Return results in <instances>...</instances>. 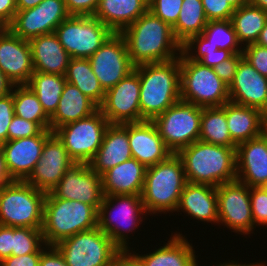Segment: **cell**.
Listing matches in <instances>:
<instances>
[{
    "instance_id": "obj_1",
    "label": "cell",
    "mask_w": 267,
    "mask_h": 266,
    "mask_svg": "<svg viewBox=\"0 0 267 266\" xmlns=\"http://www.w3.org/2000/svg\"><path fill=\"white\" fill-rule=\"evenodd\" d=\"M120 34L135 66L171 61L182 53V45L175 38L172 27L150 10Z\"/></svg>"
},
{
    "instance_id": "obj_2",
    "label": "cell",
    "mask_w": 267,
    "mask_h": 266,
    "mask_svg": "<svg viewBox=\"0 0 267 266\" xmlns=\"http://www.w3.org/2000/svg\"><path fill=\"white\" fill-rule=\"evenodd\" d=\"M177 155L182 159L187 182L218 187L237 178L236 147L198 140Z\"/></svg>"
},
{
    "instance_id": "obj_3",
    "label": "cell",
    "mask_w": 267,
    "mask_h": 266,
    "mask_svg": "<svg viewBox=\"0 0 267 266\" xmlns=\"http://www.w3.org/2000/svg\"><path fill=\"white\" fill-rule=\"evenodd\" d=\"M140 79V109L145 120H153L181 99L180 59L145 63L134 69Z\"/></svg>"
},
{
    "instance_id": "obj_4",
    "label": "cell",
    "mask_w": 267,
    "mask_h": 266,
    "mask_svg": "<svg viewBox=\"0 0 267 266\" xmlns=\"http://www.w3.org/2000/svg\"><path fill=\"white\" fill-rule=\"evenodd\" d=\"M186 183L183 162L177 154L147 167L141 194L147 215L175 212Z\"/></svg>"
},
{
    "instance_id": "obj_5",
    "label": "cell",
    "mask_w": 267,
    "mask_h": 266,
    "mask_svg": "<svg viewBox=\"0 0 267 266\" xmlns=\"http://www.w3.org/2000/svg\"><path fill=\"white\" fill-rule=\"evenodd\" d=\"M98 225V210L88 204L62 198H45L42 234L46 245Z\"/></svg>"
},
{
    "instance_id": "obj_6",
    "label": "cell",
    "mask_w": 267,
    "mask_h": 266,
    "mask_svg": "<svg viewBox=\"0 0 267 266\" xmlns=\"http://www.w3.org/2000/svg\"><path fill=\"white\" fill-rule=\"evenodd\" d=\"M46 195L26 181L5 184L0 188V225L42 229Z\"/></svg>"
},
{
    "instance_id": "obj_7",
    "label": "cell",
    "mask_w": 267,
    "mask_h": 266,
    "mask_svg": "<svg viewBox=\"0 0 267 266\" xmlns=\"http://www.w3.org/2000/svg\"><path fill=\"white\" fill-rule=\"evenodd\" d=\"M146 214L141 196H104L98 210L97 226L112 239L120 250H130L129 233L135 232L140 227Z\"/></svg>"
},
{
    "instance_id": "obj_8",
    "label": "cell",
    "mask_w": 267,
    "mask_h": 266,
    "mask_svg": "<svg viewBox=\"0 0 267 266\" xmlns=\"http://www.w3.org/2000/svg\"><path fill=\"white\" fill-rule=\"evenodd\" d=\"M180 59L181 100L199 107H220L230 102L228 86L213 67L189 60L183 53Z\"/></svg>"
},
{
    "instance_id": "obj_9",
    "label": "cell",
    "mask_w": 267,
    "mask_h": 266,
    "mask_svg": "<svg viewBox=\"0 0 267 266\" xmlns=\"http://www.w3.org/2000/svg\"><path fill=\"white\" fill-rule=\"evenodd\" d=\"M55 246L67 266H114L120 251L98 226L65 238Z\"/></svg>"
},
{
    "instance_id": "obj_10",
    "label": "cell",
    "mask_w": 267,
    "mask_h": 266,
    "mask_svg": "<svg viewBox=\"0 0 267 266\" xmlns=\"http://www.w3.org/2000/svg\"><path fill=\"white\" fill-rule=\"evenodd\" d=\"M201 114L202 107L180 99L152 121L166 147L173 154H177L199 140Z\"/></svg>"
},
{
    "instance_id": "obj_11",
    "label": "cell",
    "mask_w": 267,
    "mask_h": 266,
    "mask_svg": "<svg viewBox=\"0 0 267 266\" xmlns=\"http://www.w3.org/2000/svg\"><path fill=\"white\" fill-rule=\"evenodd\" d=\"M54 33L71 58H89L114 32L94 16L70 15Z\"/></svg>"
},
{
    "instance_id": "obj_12",
    "label": "cell",
    "mask_w": 267,
    "mask_h": 266,
    "mask_svg": "<svg viewBox=\"0 0 267 266\" xmlns=\"http://www.w3.org/2000/svg\"><path fill=\"white\" fill-rule=\"evenodd\" d=\"M109 124L98 109L87 118L57 128L54 133L75 163L88 164L100 148Z\"/></svg>"
},
{
    "instance_id": "obj_13",
    "label": "cell",
    "mask_w": 267,
    "mask_h": 266,
    "mask_svg": "<svg viewBox=\"0 0 267 266\" xmlns=\"http://www.w3.org/2000/svg\"><path fill=\"white\" fill-rule=\"evenodd\" d=\"M218 224L241 235L254 233L250 187L238 180L216 187ZM233 230V231H232Z\"/></svg>"
},
{
    "instance_id": "obj_14",
    "label": "cell",
    "mask_w": 267,
    "mask_h": 266,
    "mask_svg": "<svg viewBox=\"0 0 267 266\" xmlns=\"http://www.w3.org/2000/svg\"><path fill=\"white\" fill-rule=\"evenodd\" d=\"M140 79L134 70L115 86L105 91L99 110L110 124L144 121L140 109Z\"/></svg>"
},
{
    "instance_id": "obj_15",
    "label": "cell",
    "mask_w": 267,
    "mask_h": 266,
    "mask_svg": "<svg viewBox=\"0 0 267 266\" xmlns=\"http://www.w3.org/2000/svg\"><path fill=\"white\" fill-rule=\"evenodd\" d=\"M69 16L64 0H42L33 8L17 11L7 28L14 35L30 40L36 36L54 33Z\"/></svg>"
},
{
    "instance_id": "obj_16",
    "label": "cell",
    "mask_w": 267,
    "mask_h": 266,
    "mask_svg": "<svg viewBox=\"0 0 267 266\" xmlns=\"http://www.w3.org/2000/svg\"><path fill=\"white\" fill-rule=\"evenodd\" d=\"M88 59L93 73L105 91L135 69L129 57L126 42L120 33H113Z\"/></svg>"
},
{
    "instance_id": "obj_17",
    "label": "cell",
    "mask_w": 267,
    "mask_h": 266,
    "mask_svg": "<svg viewBox=\"0 0 267 266\" xmlns=\"http://www.w3.org/2000/svg\"><path fill=\"white\" fill-rule=\"evenodd\" d=\"M102 178L87 163H75L46 198H62L99 207L103 200Z\"/></svg>"
},
{
    "instance_id": "obj_18",
    "label": "cell",
    "mask_w": 267,
    "mask_h": 266,
    "mask_svg": "<svg viewBox=\"0 0 267 266\" xmlns=\"http://www.w3.org/2000/svg\"><path fill=\"white\" fill-rule=\"evenodd\" d=\"M73 164L62 141L52 132L45 141L39 162L25 181L37 190L49 193Z\"/></svg>"
},
{
    "instance_id": "obj_19",
    "label": "cell",
    "mask_w": 267,
    "mask_h": 266,
    "mask_svg": "<svg viewBox=\"0 0 267 266\" xmlns=\"http://www.w3.org/2000/svg\"><path fill=\"white\" fill-rule=\"evenodd\" d=\"M50 129L38 135L9 140L0 145L5 157L8 174L12 180L25 181L39 162Z\"/></svg>"
},
{
    "instance_id": "obj_20",
    "label": "cell",
    "mask_w": 267,
    "mask_h": 266,
    "mask_svg": "<svg viewBox=\"0 0 267 266\" xmlns=\"http://www.w3.org/2000/svg\"><path fill=\"white\" fill-rule=\"evenodd\" d=\"M0 69L14 85L27 84L34 73L29 40L0 28Z\"/></svg>"
},
{
    "instance_id": "obj_21",
    "label": "cell",
    "mask_w": 267,
    "mask_h": 266,
    "mask_svg": "<svg viewBox=\"0 0 267 266\" xmlns=\"http://www.w3.org/2000/svg\"><path fill=\"white\" fill-rule=\"evenodd\" d=\"M228 93L230 102L257 108L267 115V77L256 71L245 58L238 63Z\"/></svg>"
},
{
    "instance_id": "obj_22",
    "label": "cell",
    "mask_w": 267,
    "mask_h": 266,
    "mask_svg": "<svg viewBox=\"0 0 267 266\" xmlns=\"http://www.w3.org/2000/svg\"><path fill=\"white\" fill-rule=\"evenodd\" d=\"M236 172V180L249 187H262L267 182V130L237 145Z\"/></svg>"
},
{
    "instance_id": "obj_23",
    "label": "cell",
    "mask_w": 267,
    "mask_h": 266,
    "mask_svg": "<svg viewBox=\"0 0 267 266\" xmlns=\"http://www.w3.org/2000/svg\"><path fill=\"white\" fill-rule=\"evenodd\" d=\"M128 138L132 157L146 167L156 165L172 154L152 120L128 123Z\"/></svg>"
},
{
    "instance_id": "obj_24",
    "label": "cell",
    "mask_w": 267,
    "mask_h": 266,
    "mask_svg": "<svg viewBox=\"0 0 267 266\" xmlns=\"http://www.w3.org/2000/svg\"><path fill=\"white\" fill-rule=\"evenodd\" d=\"M133 158L128 138V123L109 124L102 144L88 163L99 175L120 163Z\"/></svg>"
},
{
    "instance_id": "obj_25",
    "label": "cell",
    "mask_w": 267,
    "mask_h": 266,
    "mask_svg": "<svg viewBox=\"0 0 267 266\" xmlns=\"http://www.w3.org/2000/svg\"><path fill=\"white\" fill-rule=\"evenodd\" d=\"M146 169L144 164L134 158L110 168L101 175L103 195L141 196Z\"/></svg>"
},
{
    "instance_id": "obj_26",
    "label": "cell",
    "mask_w": 267,
    "mask_h": 266,
    "mask_svg": "<svg viewBox=\"0 0 267 266\" xmlns=\"http://www.w3.org/2000/svg\"><path fill=\"white\" fill-rule=\"evenodd\" d=\"M175 212L186 213L190 219H196L204 224L205 222L218 224L216 187L187 182Z\"/></svg>"
},
{
    "instance_id": "obj_27",
    "label": "cell",
    "mask_w": 267,
    "mask_h": 266,
    "mask_svg": "<svg viewBox=\"0 0 267 266\" xmlns=\"http://www.w3.org/2000/svg\"><path fill=\"white\" fill-rule=\"evenodd\" d=\"M29 43L34 71L65 76L71 57L55 33L36 36Z\"/></svg>"
},
{
    "instance_id": "obj_28",
    "label": "cell",
    "mask_w": 267,
    "mask_h": 266,
    "mask_svg": "<svg viewBox=\"0 0 267 266\" xmlns=\"http://www.w3.org/2000/svg\"><path fill=\"white\" fill-rule=\"evenodd\" d=\"M226 120L230 137L236 145L257 138L267 130V115L254 107L228 102Z\"/></svg>"
},
{
    "instance_id": "obj_29",
    "label": "cell",
    "mask_w": 267,
    "mask_h": 266,
    "mask_svg": "<svg viewBox=\"0 0 267 266\" xmlns=\"http://www.w3.org/2000/svg\"><path fill=\"white\" fill-rule=\"evenodd\" d=\"M193 248L182 233L175 232L165 245L155 248L153 252L138 254L131 251L144 266H195L197 256Z\"/></svg>"
},
{
    "instance_id": "obj_30",
    "label": "cell",
    "mask_w": 267,
    "mask_h": 266,
    "mask_svg": "<svg viewBox=\"0 0 267 266\" xmlns=\"http://www.w3.org/2000/svg\"><path fill=\"white\" fill-rule=\"evenodd\" d=\"M148 10L149 0H99L93 16L114 33H120Z\"/></svg>"
},
{
    "instance_id": "obj_31",
    "label": "cell",
    "mask_w": 267,
    "mask_h": 266,
    "mask_svg": "<svg viewBox=\"0 0 267 266\" xmlns=\"http://www.w3.org/2000/svg\"><path fill=\"white\" fill-rule=\"evenodd\" d=\"M98 109L76 86L66 82L57 110L50 117V130L54 132L63 125L87 118Z\"/></svg>"
},
{
    "instance_id": "obj_32",
    "label": "cell",
    "mask_w": 267,
    "mask_h": 266,
    "mask_svg": "<svg viewBox=\"0 0 267 266\" xmlns=\"http://www.w3.org/2000/svg\"><path fill=\"white\" fill-rule=\"evenodd\" d=\"M65 78L68 83L76 86L98 107L102 104L105 97V90L93 73L88 58H71Z\"/></svg>"
},
{
    "instance_id": "obj_33",
    "label": "cell",
    "mask_w": 267,
    "mask_h": 266,
    "mask_svg": "<svg viewBox=\"0 0 267 266\" xmlns=\"http://www.w3.org/2000/svg\"><path fill=\"white\" fill-rule=\"evenodd\" d=\"M199 140L214 145L237 147L230 137L226 120V103L202 108Z\"/></svg>"
},
{
    "instance_id": "obj_34",
    "label": "cell",
    "mask_w": 267,
    "mask_h": 266,
    "mask_svg": "<svg viewBox=\"0 0 267 266\" xmlns=\"http://www.w3.org/2000/svg\"><path fill=\"white\" fill-rule=\"evenodd\" d=\"M266 20L267 12L250 3L235 9L231 21L241 46L256 43Z\"/></svg>"
},
{
    "instance_id": "obj_35",
    "label": "cell",
    "mask_w": 267,
    "mask_h": 266,
    "mask_svg": "<svg viewBox=\"0 0 267 266\" xmlns=\"http://www.w3.org/2000/svg\"><path fill=\"white\" fill-rule=\"evenodd\" d=\"M66 82L64 75L34 71L26 85L35 93L43 110L51 117L57 110Z\"/></svg>"
},
{
    "instance_id": "obj_36",
    "label": "cell",
    "mask_w": 267,
    "mask_h": 266,
    "mask_svg": "<svg viewBox=\"0 0 267 266\" xmlns=\"http://www.w3.org/2000/svg\"><path fill=\"white\" fill-rule=\"evenodd\" d=\"M180 10L178 20L172 29L175 38L182 45L190 37L201 34L208 20L202 0H183Z\"/></svg>"
},
{
    "instance_id": "obj_37",
    "label": "cell",
    "mask_w": 267,
    "mask_h": 266,
    "mask_svg": "<svg viewBox=\"0 0 267 266\" xmlns=\"http://www.w3.org/2000/svg\"><path fill=\"white\" fill-rule=\"evenodd\" d=\"M12 95L14 115L36 122L43 130L50 129V117L43 110L38 97L29 86L26 84L14 85Z\"/></svg>"
},
{
    "instance_id": "obj_38",
    "label": "cell",
    "mask_w": 267,
    "mask_h": 266,
    "mask_svg": "<svg viewBox=\"0 0 267 266\" xmlns=\"http://www.w3.org/2000/svg\"><path fill=\"white\" fill-rule=\"evenodd\" d=\"M201 34L214 47L229 50L233 54L243 53V46H240L231 19L208 21Z\"/></svg>"
},
{
    "instance_id": "obj_39",
    "label": "cell",
    "mask_w": 267,
    "mask_h": 266,
    "mask_svg": "<svg viewBox=\"0 0 267 266\" xmlns=\"http://www.w3.org/2000/svg\"><path fill=\"white\" fill-rule=\"evenodd\" d=\"M47 246L44 243L41 229L12 227L11 255L21 256L29 253H41Z\"/></svg>"
},
{
    "instance_id": "obj_40",
    "label": "cell",
    "mask_w": 267,
    "mask_h": 266,
    "mask_svg": "<svg viewBox=\"0 0 267 266\" xmlns=\"http://www.w3.org/2000/svg\"><path fill=\"white\" fill-rule=\"evenodd\" d=\"M183 0H149V10L173 27L179 17Z\"/></svg>"
},
{
    "instance_id": "obj_41",
    "label": "cell",
    "mask_w": 267,
    "mask_h": 266,
    "mask_svg": "<svg viewBox=\"0 0 267 266\" xmlns=\"http://www.w3.org/2000/svg\"><path fill=\"white\" fill-rule=\"evenodd\" d=\"M250 202L254 227H267V192L262 187H250Z\"/></svg>"
},
{
    "instance_id": "obj_42",
    "label": "cell",
    "mask_w": 267,
    "mask_h": 266,
    "mask_svg": "<svg viewBox=\"0 0 267 266\" xmlns=\"http://www.w3.org/2000/svg\"><path fill=\"white\" fill-rule=\"evenodd\" d=\"M218 49L209 44V40L202 34L192 36L182 44V53L193 61H199L206 53H212Z\"/></svg>"
},
{
    "instance_id": "obj_43",
    "label": "cell",
    "mask_w": 267,
    "mask_h": 266,
    "mask_svg": "<svg viewBox=\"0 0 267 266\" xmlns=\"http://www.w3.org/2000/svg\"><path fill=\"white\" fill-rule=\"evenodd\" d=\"M42 130L36 122H31L14 115L8 127L7 141L35 136Z\"/></svg>"
},
{
    "instance_id": "obj_44",
    "label": "cell",
    "mask_w": 267,
    "mask_h": 266,
    "mask_svg": "<svg viewBox=\"0 0 267 266\" xmlns=\"http://www.w3.org/2000/svg\"><path fill=\"white\" fill-rule=\"evenodd\" d=\"M202 4L208 21L229 20L235 11L227 0H202Z\"/></svg>"
},
{
    "instance_id": "obj_45",
    "label": "cell",
    "mask_w": 267,
    "mask_h": 266,
    "mask_svg": "<svg viewBox=\"0 0 267 266\" xmlns=\"http://www.w3.org/2000/svg\"><path fill=\"white\" fill-rule=\"evenodd\" d=\"M243 58L262 76L267 77V47L255 43L243 47Z\"/></svg>"
},
{
    "instance_id": "obj_46",
    "label": "cell",
    "mask_w": 267,
    "mask_h": 266,
    "mask_svg": "<svg viewBox=\"0 0 267 266\" xmlns=\"http://www.w3.org/2000/svg\"><path fill=\"white\" fill-rule=\"evenodd\" d=\"M14 116L13 95L0 98V145L7 142L8 127Z\"/></svg>"
},
{
    "instance_id": "obj_47",
    "label": "cell",
    "mask_w": 267,
    "mask_h": 266,
    "mask_svg": "<svg viewBox=\"0 0 267 266\" xmlns=\"http://www.w3.org/2000/svg\"><path fill=\"white\" fill-rule=\"evenodd\" d=\"M242 58L243 54H234L231 58L213 67L216 74L228 87L233 82L238 63Z\"/></svg>"
},
{
    "instance_id": "obj_48",
    "label": "cell",
    "mask_w": 267,
    "mask_h": 266,
    "mask_svg": "<svg viewBox=\"0 0 267 266\" xmlns=\"http://www.w3.org/2000/svg\"><path fill=\"white\" fill-rule=\"evenodd\" d=\"M70 15L93 16L97 10L99 0H64Z\"/></svg>"
},
{
    "instance_id": "obj_49",
    "label": "cell",
    "mask_w": 267,
    "mask_h": 266,
    "mask_svg": "<svg viewBox=\"0 0 267 266\" xmlns=\"http://www.w3.org/2000/svg\"><path fill=\"white\" fill-rule=\"evenodd\" d=\"M39 266H67L62 253L55 245H48L42 252Z\"/></svg>"
},
{
    "instance_id": "obj_50",
    "label": "cell",
    "mask_w": 267,
    "mask_h": 266,
    "mask_svg": "<svg viewBox=\"0 0 267 266\" xmlns=\"http://www.w3.org/2000/svg\"><path fill=\"white\" fill-rule=\"evenodd\" d=\"M41 253H29L21 256L11 255L0 262V266H39Z\"/></svg>"
},
{
    "instance_id": "obj_51",
    "label": "cell",
    "mask_w": 267,
    "mask_h": 266,
    "mask_svg": "<svg viewBox=\"0 0 267 266\" xmlns=\"http://www.w3.org/2000/svg\"><path fill=\"white\" fill-rule=\"evenodd\" d=\"M16 12V0H0V28H7Z\"/></svg>"
},
{
    "instance_id": "obj_52",
    "label": "cell",
    "mask_w": 267,
    "mask_h": 266,
    "mask_svg": "<svg viewBox=\"0 0 267 266\" xmlns=\"http://www.w3.org/2000/svg\"><path fill=\"white\" fill-rule=\"evenodd\" d=\"M12 227L0 225V262L11 256Z\"/></svg>"
},
{
    "instance_id": "obj_53",
    "label": "cell",
    "mask_w": 267,
    "mask_h": 266,
    "mask_svg": "<svg viewBox=\"0 0 267 266\" xmlns=\"http://www.w3.org/2000/svg\"><path fill=\"white\" fill-rule=\"evenodd\" d=\"M234 54L229 50L218 49L212 53H206L198 62L208 67H215Z\"/></svg>"
},
{
    "instance_id": "obj_54",
    "label": "cell",
    "mask_w": 267,
    "mask_h": 266,
    "mask_svg": "<svg viewBox=\"0 0 267 266\" xmlns=\"http://www.w3.org/2000/svg\"><path fill=\"white\" fill-rule=\"evenodd\" d=\"M116 266H144L142 261L131 250H120L116 258Z\"/></svg>"
},
{
    "instance_id": "obj_55",
    "label": "cell",
    "mask_w": 267,
    "mask_h": 266,
    "mask_svg": "<svg viewBox=\"0 0 267 266\" xmlns=\"http://www.w3.org/2000/svg\"><path fill=\"white\" fill-rule=\"evenodd\" d=\"M13 180L8 174V170L5 164V157L0 147V188L5 184L12 182Z\"/></svg>"
},
{
    "instance_id": "obj_56",
    "label": "cell",
    "mask_w": 267,
    "mask_h": 266,
    "mask_svg": "<svg viewBox=\"0 0 267 266\" xmlns=\"http://www.w3.org/2000/svg\"><path fill=\"white\" fill-rule=\"evenodd\" d=\"M14 84L6 77L0 69V98L11 93Z\"/></svg>"
},
{
    "instance_id": "obj_57",
    "label": "cell",
    "mask_w": 267,
    "mask_h": 266,
    "mask_svg": "<svg viewBox=\"0 0 267 266\" xmlns=\"http://www.w3.org/2000/svg\"><path fill=\"white\" fill-rule=\"evenodd\" d=\"M42 0H16L17 11L27 10L40 4Z\"/></svg>"
},
{
    "instance_id": "obj_58",
    "label": "cell",
    "mask_w": 267,
    "mask_h": 266,
    "mask_svg": "<svg viewBox=\"0 0 267 266\" xmlns=\"http://www.w3.org/2000/svg\"><path fill=\"white\" fill-rule=\"evenodd\" d=\"M229 261V262H228ZM227 261V263H226V261L225 262H223V263H219V264H216L215 266H267L266 264H265V262H263V261H261V262H255V263H238L237 261L235 262V261H232L231 260V262H230V260H228ZM198 262H200L199 260H197V262H196V264H195V266H198ZM263 262V263H262Z\"/></svg>"
},
{
    "instance_id": "obj_59",
    "label": "cell",
    "mask_w": 267,
    "mask_h": 266,
    "mask_svg": "<svg viewBox=\"0 0 267 266\" xmlns=\"http://www.w3.org/2000/svg\"><path fill=\"white\" fill-rule=\"evenodd\" d=\"M255 44L267 47V20Z\"/></svg>"
},
{
    "instance_id": "obj_60",
    "label": "cell",
    "mask_w": 267,
    "mask_h": 266,
    "mask_svg": "<svg viewBox=\"0 0 267 266\" xmlns=\"http://www.w3.org/2000/svg\"><path fill=\"white\" fill-rule=\"evenodd\" d=\"M249 3L267 12V0H249Z\"/></svg>"
},
{
    "instance_id": "obj_61",
    "label": "cell",
    "mask_w": 267,
    "mask_h": 266,
    "mask_svg": "<svg viewBox=\"0 0 267 266\" xmlns=\"http://www.w3.org/2000/svg\"><path fill=\"white\" fill-rule=\"evenodd\" d=\"M234 9H238L249 3V0H227Z\"/></svg>"
},
{
    "instance_id": "obj_62",
    "label": "cell",
    "mask_w": 267,
    "mask_h": 266,
    "mask_svg": "<svg viewBox=\"0 0 267 266\" xmlns=\"http://www.w3.org/2000/svg\"><path fill=\"white\" fill-rule=\"evenodd\" d=\"M262 188L267 192V182L262 186Z\"/></svg>"
}]
</instances>
